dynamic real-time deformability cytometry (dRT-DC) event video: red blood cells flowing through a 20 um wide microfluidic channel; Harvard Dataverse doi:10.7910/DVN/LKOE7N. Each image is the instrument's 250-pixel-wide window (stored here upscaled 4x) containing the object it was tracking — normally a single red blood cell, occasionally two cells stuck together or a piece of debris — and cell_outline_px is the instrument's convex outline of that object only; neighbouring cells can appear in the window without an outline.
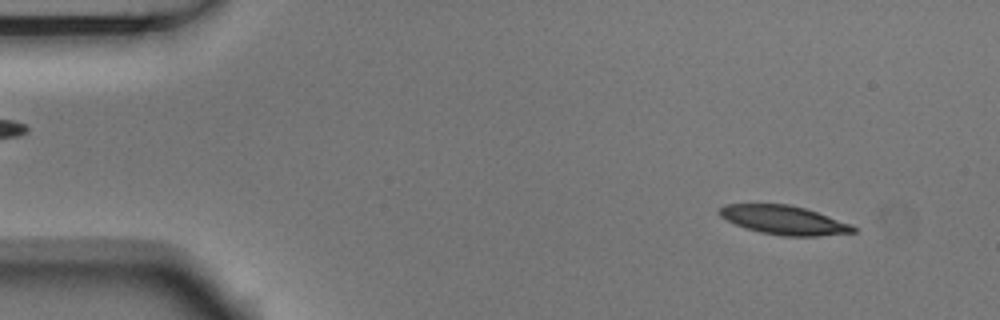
{"species": "Egyptian fruit bat (a non-hibernating species)", "species_latin": "Rousettus aegyptiacus", "temperature_condition": "room temperature", "stored_images_in_passage": 3, "camera_frame_rate_fps": 3000, "um_per_image_px": 0.085, "animal": {"sex": "male"}, "frame": {"image": 1, "passage_image": 1, "time_ms": 0.0, "image_size_px": [1000, 320], "cell_outline_px": [[856, 232], [816, 236], [784, 236], [760, 232], [744, 228], [720, 216], [720, 208], [724, 204], [788, 204], [804, 208], [852, 224], [856, 228]], "centroid_in_image_um": [66.64, 18.71], "position_along_channel_um": 18.4, "area_um2": 22.31}}